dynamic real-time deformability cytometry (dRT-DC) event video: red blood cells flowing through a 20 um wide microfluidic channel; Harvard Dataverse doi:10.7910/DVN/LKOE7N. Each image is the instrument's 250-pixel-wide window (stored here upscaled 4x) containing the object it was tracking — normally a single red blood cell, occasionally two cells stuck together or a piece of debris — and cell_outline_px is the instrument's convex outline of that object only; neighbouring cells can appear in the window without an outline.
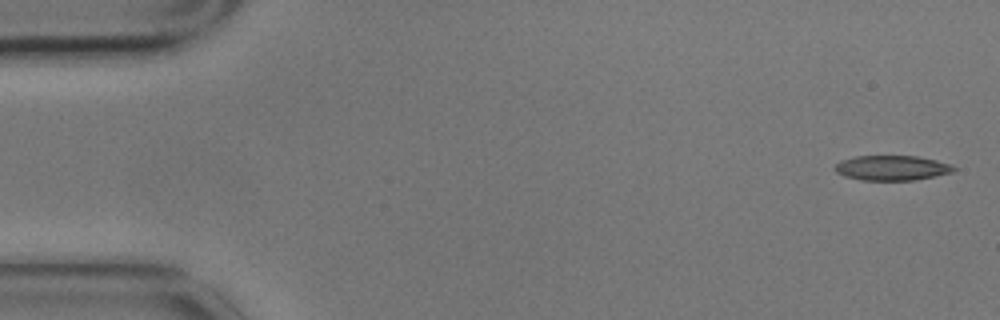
{"species": "common noctule bat (a hibernating species)", "species_latin": "Nyctalus noctula", "temperature_condition": "cold", "stored_images_in_passage": 5, "camera_frame_rate_fps": 3000, "um_per_image_px": 0.085, "animal": {"sex": "male", "body_mass_g": 17.9}, "frame": {"image": 1, "passage_image": 1, "time_ms": 0.0, "image_size_px": [1000, 320], "cell_outline_px": [[956, 168], [952, 172], [916, 180], [860, 180], [844, 176], [836, 172], [836, 164], [840, 160], [856, 156], [916, 156], [936, 160], [952, 164]], "centroid_in_image_um": [75.81, 14.27], "position_along_channel_um": 9.2, "area_um2": 17.22}}
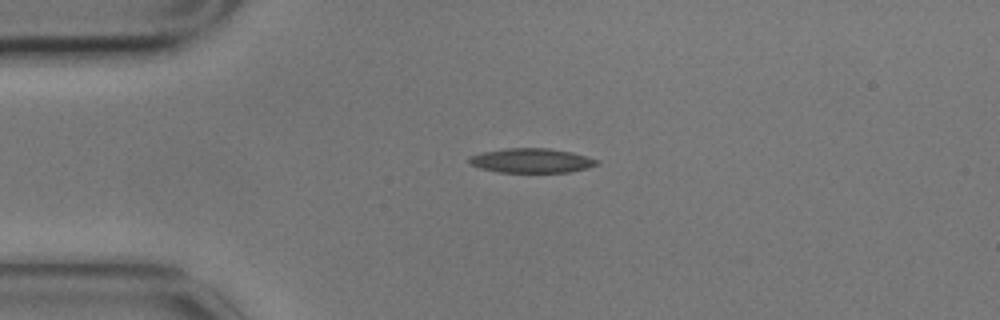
{"frame": {"image": 2, "passage_image": 4, "time_ms": 1.0, "image_size_px": [1000, 320], "cell_outline_px": [[600, 164], [588, 168], [568, 172], [500, 172], [480, 168], [472, 164], [468, 160], [472, 156], [484, 152], [504, 148], [548, 148], [572, 152], [600, 160]], "centroid_in_image_um": [45.25, 13.65], "position_along_channel_um": 39.8, "area_um2": 18.09}}